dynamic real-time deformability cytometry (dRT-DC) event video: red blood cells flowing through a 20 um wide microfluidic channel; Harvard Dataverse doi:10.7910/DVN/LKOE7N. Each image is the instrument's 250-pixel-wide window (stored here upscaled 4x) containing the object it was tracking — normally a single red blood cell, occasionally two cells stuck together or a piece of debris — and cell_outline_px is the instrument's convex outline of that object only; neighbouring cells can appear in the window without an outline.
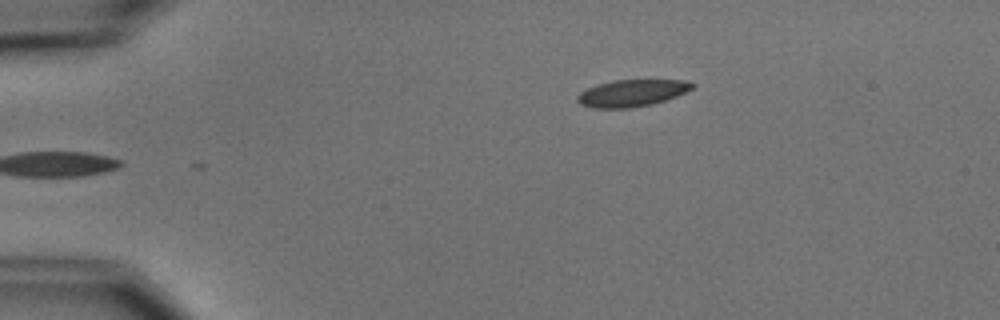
{"species": "common noctule bat (a hibernating species)", "species_latin": "Nyctalus noctula", "temperature_condition": "cold", "stored_images_in_passage": 6, "camera_frame_rate_fps": 3000, "um_per_image_px": 0.085, "animal": {"sex": "male", "body_mass_g": 15.6}, "frame": {"image": 1, "passage_image": 6, "time_ms": 5.667, "image_size_px": [1000, 320], "cell_outline_px": [[696, 84], [692, 88], [676, 96], [652, 104], [632, 108], [592, 108], [580, 104], [576, 100], [576, 96], [580, 92], [596, 84], [612, 80], [684, 80]], "centroid_in_image_um": [53.66, 7.91], "position_along_channel_um": 31.3, "area_um2": 18.03}}